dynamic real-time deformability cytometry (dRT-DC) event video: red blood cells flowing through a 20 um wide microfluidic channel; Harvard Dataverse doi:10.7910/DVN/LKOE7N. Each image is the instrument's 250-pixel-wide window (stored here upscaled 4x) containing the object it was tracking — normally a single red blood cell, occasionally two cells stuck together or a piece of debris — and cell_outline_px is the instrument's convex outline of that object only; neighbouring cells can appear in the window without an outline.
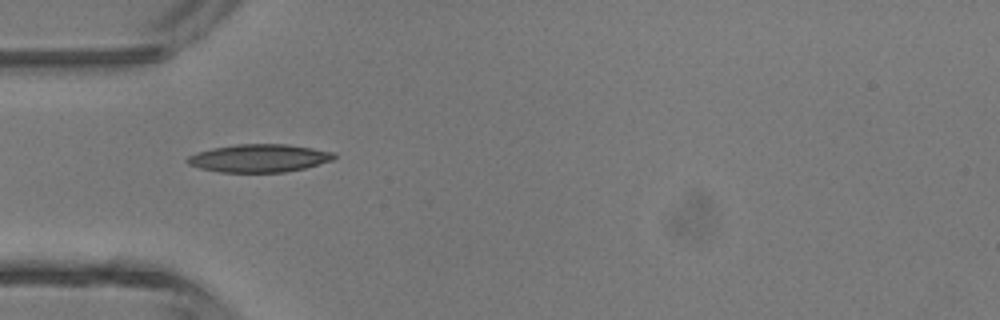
{"species": "common noctule bat (a hibernating species)", "species_latin": "Nyctalus noctula", "temperature_condition": "room temperature", "stored_images_in_passage": 3, "camera_frame_rate_fps": 3000, "um_per_image_px": 0.085, "animal": {"sex": "male", "body_mass_g": 13.3}, "frame": {"image": 1, "passage_image": 1, "time_ms": 0.0, "image_size_px": [1000, 320], "cell_outline_px": [[336, 156], [332, 160], [304, 168], [284, 172], [220, 172], [200, 168], [188, 164], [184, 160], [188, 156], [196, 152], [212, 148], [236, 144], [288, 144], [312, 148], [332, 152]], "centroid_in_image_um": [21.97, 13.44], "position_along_channel_um": 63.0, "area_um2": 23.81}}
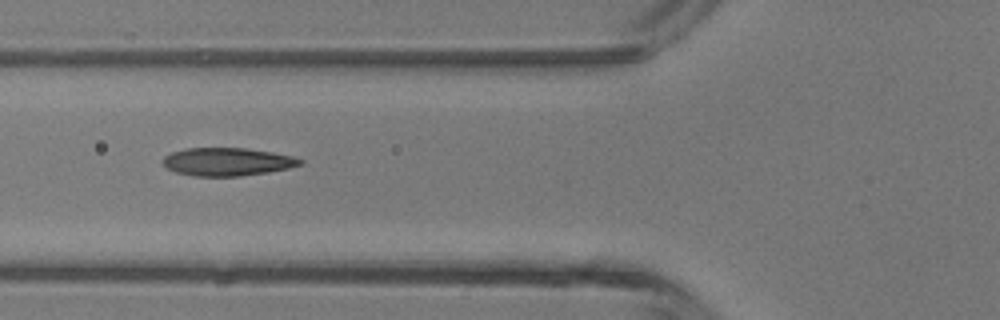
{"frame": {"image": 2, "passage_image": 2, "time_ms": 0.333, "image_size_px": [1000, 320], "cell_outline_px": [[304, 164], [288, 168], [268, 172], [240, 176], [192, 176], [176, 172], [168, 168], [160, 160], [164, 156], [172, 152], [188, 148], [244, 148], [272, 152], [292, 156], [304, 160]], "centroid_in_image_um": [19.32, 13.75], "position_along_channel_um": 106.5, "area_um2": 22.43}}
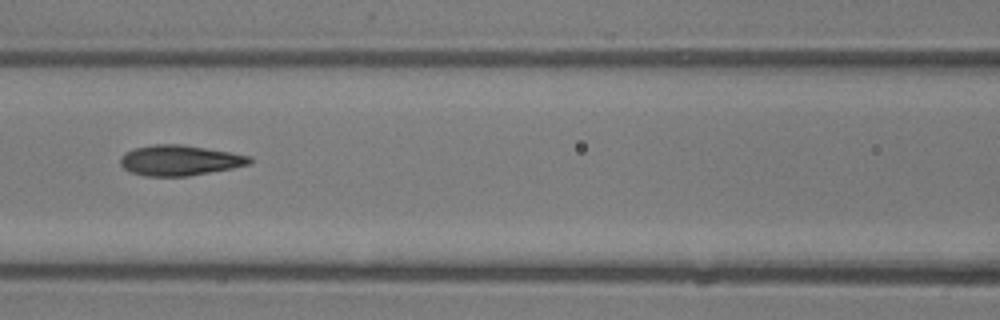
{"frame": {"image": 3, "passage_image": 3, "time_ms": 0.667, "image_size_px": [1000, 320], "cell_outline_px": [[252, 164], [232, 168], [188, 176], [144, 176], [132, 172], [124, 168], [120, 164], [120, 156], [124, 152], [136, 148], [156, 144], [180, 144], [252, 156]], "centroid_in_image_um": [15.27, 13.63], "position_along_channel_um": 151.3, "area_um2": 22.77}}